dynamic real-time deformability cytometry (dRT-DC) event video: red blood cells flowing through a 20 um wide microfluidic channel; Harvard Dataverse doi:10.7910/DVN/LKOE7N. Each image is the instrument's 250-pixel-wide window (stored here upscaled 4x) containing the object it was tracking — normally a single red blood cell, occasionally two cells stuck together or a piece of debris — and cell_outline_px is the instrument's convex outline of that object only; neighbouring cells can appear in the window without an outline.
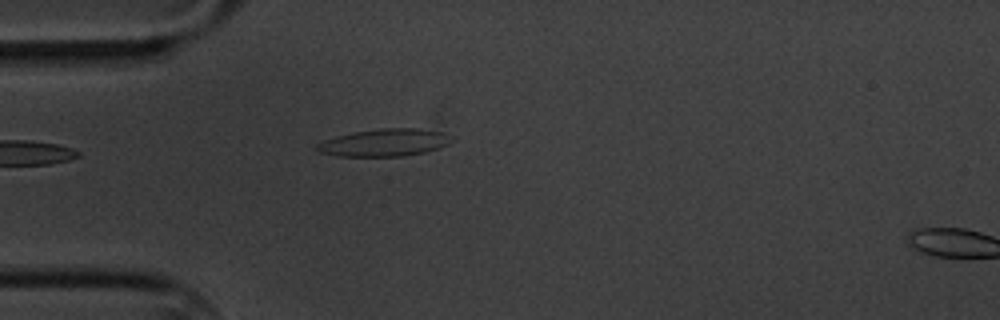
{"species": "common noctule bat (a hibernating species)", "species_latin": "Nyctalus noctula", "temperature_condition": "cold", "stored_images_in_passage": 3, "camera_frame_rate_fps": 3000, "um_per_image_px": 0.085, "animal": {"sex": "male", "body_mass_g": 20.1, "forearm_length_mm": 53.5}, "frame": {"image": 1, "passage_image": 3, "time_ms": 2.0, "image_size_px": [1000, 320], "cell_outline_px": [[456, 140], [440, 148], [424, 152], [404, 156], [336, 156], [320, 152], [316, 148], [316, 144], [324, 140], [336, 136], [352, 132], [380, 128], [420, 128], [440, 132]], "centroid_in_image_um": [32.68, 12.12], "position_along_channel_um": 52.3, "area_um2": 21.56}}